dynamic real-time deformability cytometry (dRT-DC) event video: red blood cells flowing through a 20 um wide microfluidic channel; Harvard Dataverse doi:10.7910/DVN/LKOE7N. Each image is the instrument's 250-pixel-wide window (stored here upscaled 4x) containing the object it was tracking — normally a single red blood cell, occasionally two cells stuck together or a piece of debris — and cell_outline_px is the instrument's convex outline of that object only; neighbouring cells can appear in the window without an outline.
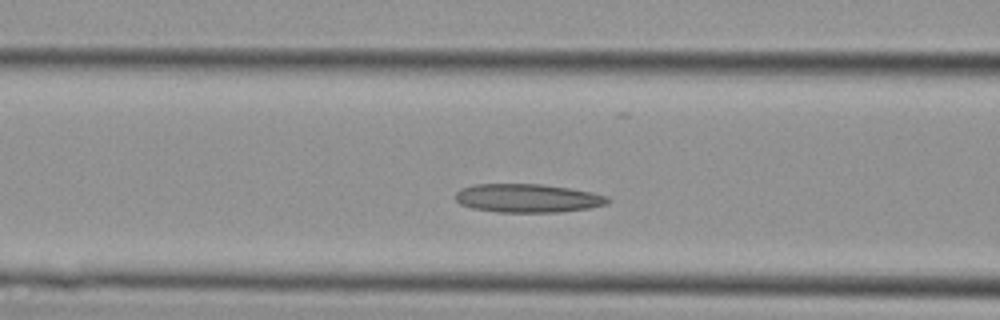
{"species": "Egyptian fruit bat (a non-hibernating species)", "species_latin": "Rousettus aegyptiacus", "temperature_condition": "cold", "stored_images_in_passage": 21, "camera_frame_rate_fps": 3000, "um_per_image_px": 0.085, "animal": {"sex": "female"}, "frame": {"image": 1, "passage_image": 4, "time_ms": 1.0, "image_size_px": [1000, 320], "cell_outline_px": [[612, 200], [608, 204], [588, 208], [560, 212], [496, 212], [472, 208], [460, 204], [456, 200], [456, 192], [460, 188], [472, 184], [540, 184], [568, 188], [592, 192], [608, 196]], "centroid_in_image_um": [44.85, 16.84], "position_along_channel_um": 121.7, "area_um2": 25.49}}
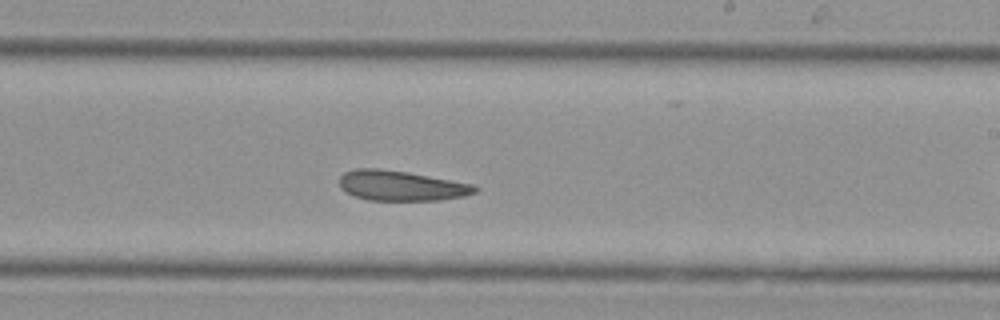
{"frame": {"image": 2, "passage_image": 12, "time_ms": 3.667, "image_size_px": [1000, 320], "cell_outline_px": [[480, 188], [476, 192], [464, 196], [440, 200], [368, 200], [356, 196], [340, 188], [340, 176], [344, 172], [356, 168], [376, 168], [408, 172], [472, 184]], "centroid_in_image_um": [34.1, 15.78], "position_along_channel_um": 254.9, "area_um2": 23.64}}
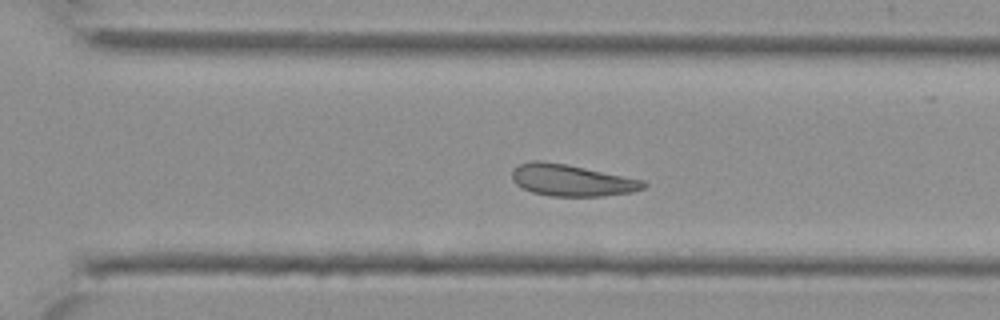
{"frame": {"image": 3, "passage_image": 16, "time_ms": 5.0, "image_size_px": [1000, 320], "cell_outline_px": [[648, 184], [644, 188], [632, 192], [600, 196], [552, 196], [532, 192], [516, 184], [512, 180], [512, 168], [520, 164], [532, 160], [540, 160], [568, 164], [644, 180]], "centroid_in_image_um": [48.58, 15.31], "position_along_channel_um": 322.0, "area_um2": 24.33}}